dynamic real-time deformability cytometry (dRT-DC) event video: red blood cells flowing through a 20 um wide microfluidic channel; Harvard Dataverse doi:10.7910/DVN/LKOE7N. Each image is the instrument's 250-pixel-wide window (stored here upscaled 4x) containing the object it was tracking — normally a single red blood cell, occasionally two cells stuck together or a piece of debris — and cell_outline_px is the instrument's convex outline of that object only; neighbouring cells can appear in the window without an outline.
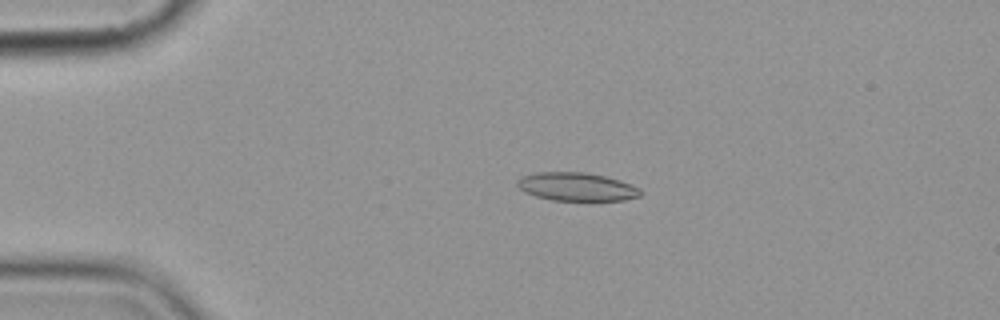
{"species": "common noctule bat (a hibernating species)", "species_latin": "Nyctalus noctula", "temperature_condition": "cold", "stored_images_in_passage": 3, "camera_frame_rate_fps": 3000, "um_per_image_px": 0.085, "animal": {"sex": "female", "body_mass_g": 19.9}, "frame": {"image": 1, "passage_image": 2, "time_ms": 1.0, "image_size_px": [1000, 320], "cell_outline_px": [[644, 192], [640, 196], [624, 200], [552, 200], [536, 196], [524, 192], [516, 184], [516, 180], [520, 176], [540, 172], [584, 172], [604, 176], [620, 180], [640, 188]], "centroid_in_image_um": [49.01, 15.87], "position_along_channel_um": 36.0, "area_um2": 20.35}}